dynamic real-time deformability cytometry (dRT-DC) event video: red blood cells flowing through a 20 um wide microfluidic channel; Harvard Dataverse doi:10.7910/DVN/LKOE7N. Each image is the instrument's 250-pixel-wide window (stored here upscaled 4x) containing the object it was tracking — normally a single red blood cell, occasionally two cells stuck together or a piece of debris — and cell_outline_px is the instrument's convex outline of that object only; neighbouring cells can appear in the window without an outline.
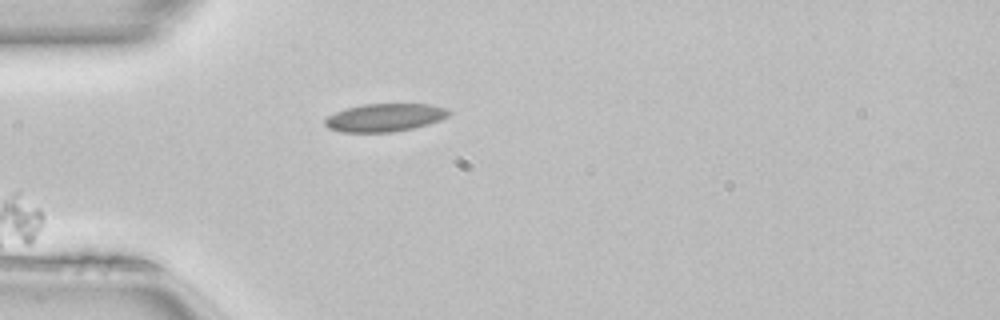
{"species": "common noctule bat (a hibernating species)", "species_latin": "Nyctalus noctula", "temperature_condition": "room temperature", "stored_images_in_passage": 37, "camera_frame_rate_fps": 3000, "um_per_image_px": 0.085, "animal": {"sex": "female", "body_mass_g": 22.7, "forearm_length_mm": 54.2}, "frame": {"image": 1, "passage_image": 1, "time_ms": 0.0, "image_size_px": [1000, 320], "cell_outline_px": [[452, 112], [448, 116], [440, 120], [428, 124], [412, 128], [392, 132], [340, 132], [328, 128], [324, 124], [324, 120], [328, 116], [336, 112], [348, 108], [364, 104], [432, 104], [448, 108]], "centroid_in_image_um": [32.73, 9.99], "position_along_channel_um": 52.3, "area_um2": 20.23}}
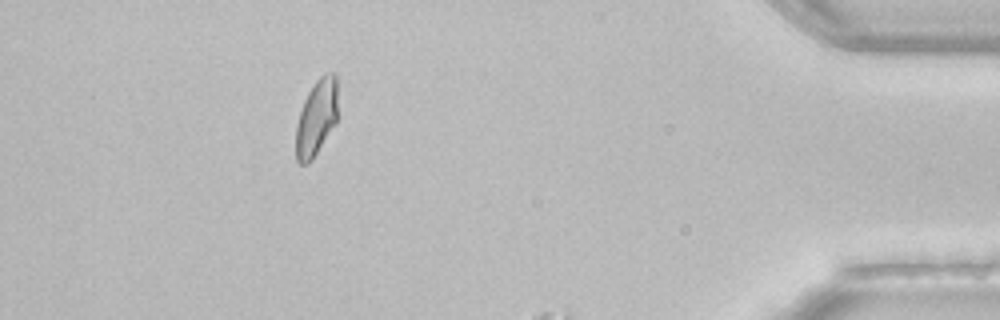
{"frame": {"image": 2, "passage_image": 32, "time_ms": 10.333, "image_size_px": [1000, 320], "cell_outline_px": [[336, 124], [312, 160], [308, 164], [300, 164], [296, 160], [296, 124], [304, 100], [308, 92], [316, 80], [320, 76], [332, 72], [336, 72]], "centroid_in_image_um": [26.88, 10.03], "position_along_channel_um": 408.3, "area_um2": 18.5}}